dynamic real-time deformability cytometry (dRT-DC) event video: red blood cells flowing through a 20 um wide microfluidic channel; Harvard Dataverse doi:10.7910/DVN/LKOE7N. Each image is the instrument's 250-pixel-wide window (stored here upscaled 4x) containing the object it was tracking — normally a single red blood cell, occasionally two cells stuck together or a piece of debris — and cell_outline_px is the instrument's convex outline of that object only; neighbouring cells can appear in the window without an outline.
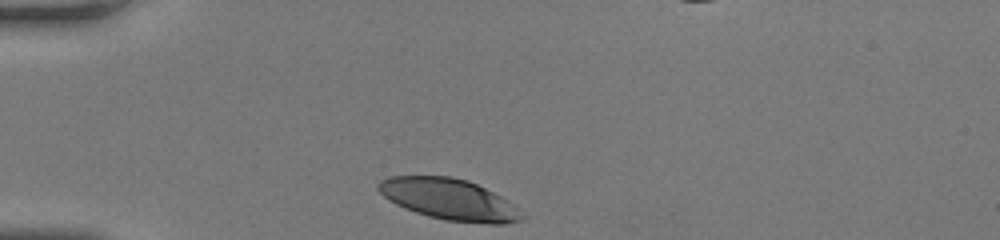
{"species": "human", "species_latin": "Homo sapiens", "temperature_condition": "room temperature", "stored_images_in_passage": 29, "camera_frame_rate_fps": 3000, "um_per_image_px": 0.085, "donor": {"sex": "female"}, "frame": {"image": 1, "passage_image": 1, "time_ms": 0.0, "image_size_px": [1000, 240], "cell_outline_px": [[524, 216], [520, 220], [504, 224], [488, 224], [444, 220], [428, 216], [404, 208], [388, 200], [376, 188], [376, 184], [380, 180], [388, 176], [452, 176], [468, 180], [508, 200]], "centroid_in_image_um": [38.13, 16.94], "position_along_channel_um": 46.9, "area_um2": 34.33}}
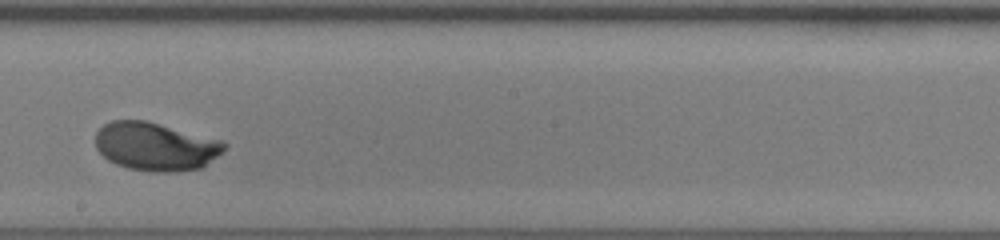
{"frame": {"image": 2, "passage_image": 17, "time_ms": 5.333, "image_size_px": [1000, 240], "cell_outline_px": [[228, 144], [204, 168], [172, 172], [152, 172], [128, 168], [116, 164], [108, 160], [96, 148], [96, 132], [104, 124], [112, 120], [144, 120], [220, 140]], "centroid_in_image_um": [13.2, 12.46], "position_along_channel_um": 235.0, "area_um2": 36.01}}
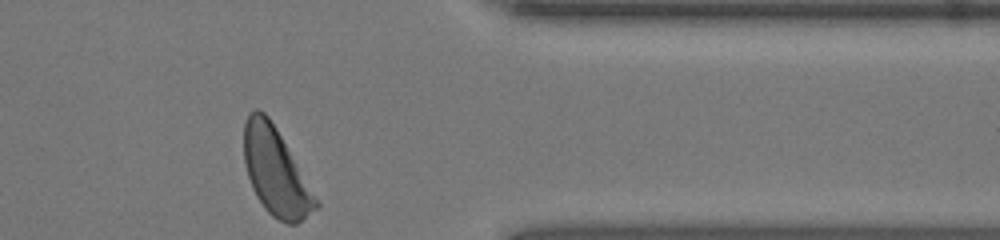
{"frame": {"image": 3, "passage_image": 29, "time_ms": 9.333, "image_size_px": [1000, 240], "cell_outline_px": [[320, 204], [316, 208], [296, 224], [288, 224], [272, 216], [264, 208], [256, 196], [252, 188], [248, 176], [244, 160], [244, 124], [248, 112], [256, 108], [264, 112], [268, 116], [276, 128]], "centroid_in_image_um": [23.39, 14.58], "position_along_channel_um": 388.0, "area_um2": 35.89}, "authors_computed_cell_mechanics": {"area_um2": 36.0094, "velocity_mm_per_s": 4.1048, "shape_relaxation_time_tau1_ms": 4.7073, "shape_relaxation_time_tau2_ms": null, "deformation_change_tau1": 0.2544, "deformation_change_tau2": null}}